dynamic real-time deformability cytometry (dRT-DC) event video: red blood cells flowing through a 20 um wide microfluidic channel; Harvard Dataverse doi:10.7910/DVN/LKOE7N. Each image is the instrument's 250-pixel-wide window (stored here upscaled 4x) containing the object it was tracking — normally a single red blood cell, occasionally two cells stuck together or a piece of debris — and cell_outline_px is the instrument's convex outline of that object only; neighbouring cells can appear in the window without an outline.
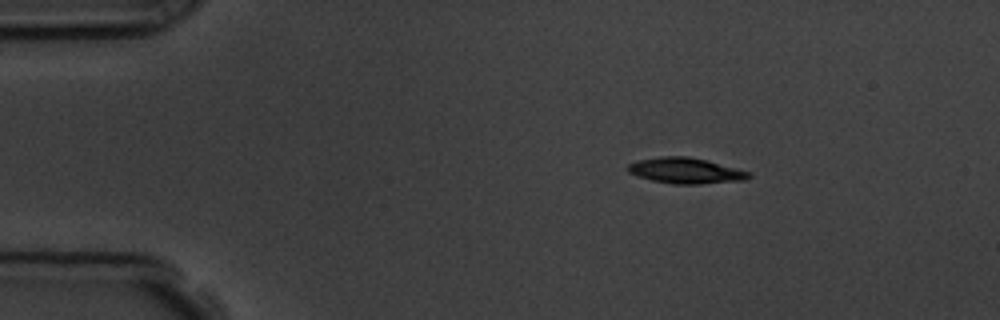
{"species": "common noctule bat (a hibernating species)", "species_latin": "Nyctalus noctula", "temperature_condition": "room temperature", "stored_images_in_passage": 2, "camera_frame_rate_fps": 3000, "um_per_image_px": 0.085, "animal": {"sex": "male", "body_mass_g": 19.5, "forearm_length_mm": 54.6}, "frame": {"image": 1, "passage_image": 1, "time_ms": 0.0, "image_size_px": [1000, 320], "cell_outline_px": [[752, 176], [744, 180], [700, 184], [676, 184], [652, 180], [628, 172], [628, 164], [636, 160], [660, 156], [688, 156], [708, 160], [752, 172]], "centroid_in_image_um": [58.32, 14.49], "position_along_channel_um": 26.7, "area_um2": 18.21}}